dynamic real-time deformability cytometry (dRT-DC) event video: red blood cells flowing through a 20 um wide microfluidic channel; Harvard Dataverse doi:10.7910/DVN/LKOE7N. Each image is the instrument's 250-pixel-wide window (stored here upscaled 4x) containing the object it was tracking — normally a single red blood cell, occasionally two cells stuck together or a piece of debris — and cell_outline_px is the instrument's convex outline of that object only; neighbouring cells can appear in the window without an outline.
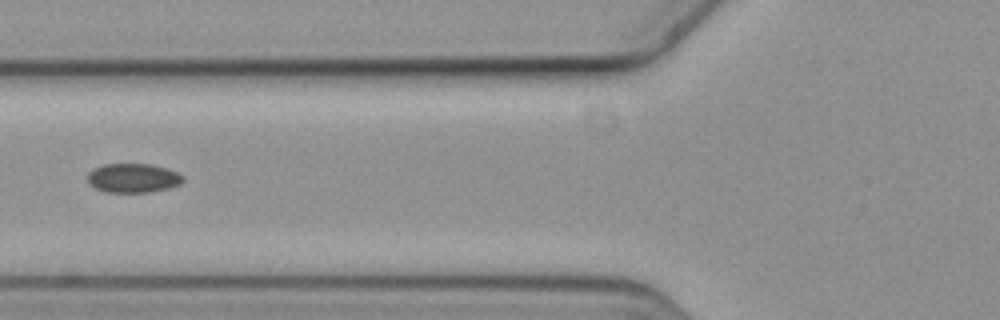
{"species": "common noctule bat (a hibernating species)", "species_latin": "Nyctalus noctula", "temperature_condition": "cold", "stored_images_in_passage": 3, "camera_frame_rate_fps": 3000, "um_per_image_px": 0.085, "animal": {"sex": "female", "body_mass_g": 19.3, "forearm_length_mm": 54.1}, "frame": {"image": 1, "passage_image": 3, "time_ms": 0.667, "image_size_px": [1000, 320], "cell_outline_px": [[184, 180], [180, 184], [168, 188], [148, 192], [104, 192], [88, 184], [88, 172], [92, 168], [104, 164], [152, 164], [176, 172], [184, 176]], "centroid_in_image_um": [11.28, 15.13], "position_along_channel_um": 114.5, "area_um2": 16.24}}